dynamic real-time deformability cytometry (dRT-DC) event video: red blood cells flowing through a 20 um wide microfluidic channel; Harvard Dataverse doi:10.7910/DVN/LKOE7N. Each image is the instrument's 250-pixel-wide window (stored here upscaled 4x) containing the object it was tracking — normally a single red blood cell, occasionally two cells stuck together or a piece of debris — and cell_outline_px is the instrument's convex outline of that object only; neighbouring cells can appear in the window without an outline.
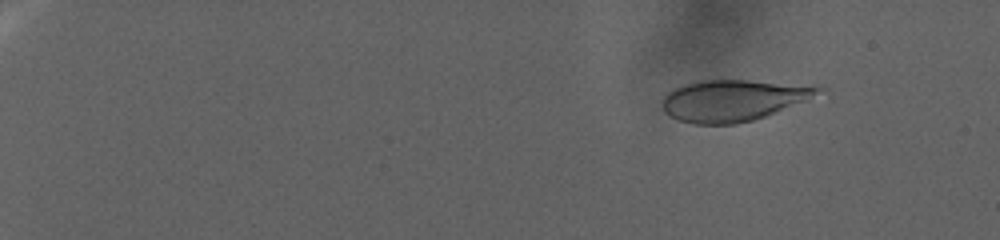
{"species": "human", "species_latin": "Homo sapiens", "temperature_condition": "warm", "stored_images_in_passage": 137, "camera_frame_rate_fps": 3000, "um_per_image_px": 0.085, "donor": {"sex": "female"}, "frame": {"image": 1, "passage_image": 19, "time_ms": 6.0, "image_size_px": [1000, 240], "cell_outline_px": [[828, 88], [808, 100], [764, 116], [752, 120], [736, 124], [696, 124], [680, 120], [664, 112], [664, 96], [668, 92], [684, 84], [700, 80], [748, 80]], "centroid_in_image_um": [62.31, 8.53], "position_along_channel_um": 22.7, "area_um2": 36.93}}
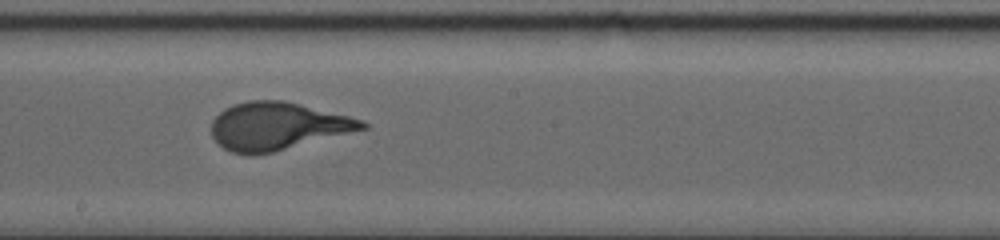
{"frame": {"image": 2, "passage_image": 88, "time_ms": 29.0, "image_size_px": [1000, 240], "cell_outline_px": [[368, 128], [272, 152], [252, 156], [248, 156], [232, 152], [224, 148], [212, 136], [212, 120], [224, 108], [232, 104], [248, 100], [284, 100], [364, 120], [368, 124]], "centroid_in_image_um": [23.56, 10.72], "position_along_channel_um": 224.6, "area_um2": 41.73}}
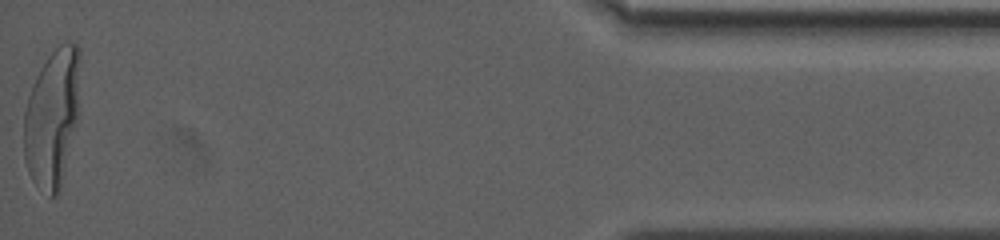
{"frame": {"image": 3, "passage_image": 137, "time_ms": 45.333, "image_size_px": [1000, 240], "cell_outline_px": [[80, 60], [76, 124], [60, 192], [56, 196], [52, 196], [36, 184], [32, 180], [28, 172], [24, 160], [24, 112], [28, 96], [32, 84], [36, 76], [48, 56], [60, 44], [68, 40], [72, 40], [80, 48]], "centroid_in_image_um": [4.43, 9.98], "position_along_channel_um": 430.8, "area_um2": 45.2}}